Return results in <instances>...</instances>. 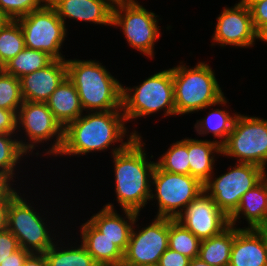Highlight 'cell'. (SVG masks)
Segmentation results:
<instances>
[{"label":"cell","mask_w":267,"mask_h":266,"mask_svg":"<svg viewBox=\"0 0 267 266\" xmlns=\"http://www.w3.org/2000/svg\"><path fill=\"white\" fill-rule=\"evenodd\" d=\"M20 248L18 239L8 229L0 231V264Z\"/></svg>","instance_id":"836d02e7"},{"label":"cell","mask_w":267,"mask_h":266,"mask_svg":"<svg viewBox=\"0 0 267 266\" xmlns=\"http://www.w3.org/2000/svg\"><path fill=\"white\" fill-rule=\"evenodd\" d=\"M126 123L123 110L86 112L64 128V141L57 156L79 157L96 151L105 152L111 145L115 146L111 151L113 155L141 136L136 130L129 135ZM115 143L120 145L116 147Z\"/></svg>","instance_id":"6da1fadb"},{"label":"cell","mask_w":267,"mask_h":266,"mask_svg":"<svg viewBox=\"0 0 267 266\" xmlns=\"http://www.w3.org/2000/svg\"><path fill=\"white\" fill-rule=\"evenodd\" d=\"M23 266H49V264L44 253H31L24 261Z\"/></svg>","instance_id":"60d3db41"},{"label":"cell","mask_w":267,"mask_h":266,"mask_svg":"<svg viewBox=\"0 0 267 266\" xmlns=\"http://www.w3.org/2000/svg\"><path fill=\"white\" fill-rule=\"evenodd\" d=\"M31 253L23 248L18 249L0 264V266H23L24 261Z\"/></svg>","instance_id":"74e56055"},{"label":"cell","mask_w":267,"mask_h":266,"mask_svg":"<svg viewBox=\"0 0 267 266\" xmlns=\"http://www.w3.org/2000/svg\"><path fill=\"white\" fill-rule=\"evenodd\" d=\"M45 103L63 128L84 114L77 89L67 77Z\"/></svg>","instance_id":"7402d4cb"},{"label":"cell","mask_w":267,"mask_h":266,"mask_svg":"<svg viewBox=\"0 0 267 266\" xmlns=\"http://www.w3.org/2000/svg\"><path fill=\"white\" fill-rule=\"evenodd\" d=\"M190 258L168 248L160 257L158 266H189Z\"/></svg>","instance_id":"e575fe53"},{"label":"cell","mask_w":267,"mask_h":266,"mask_svg":"<svg viewBox=\"0 0 267 266\" xmlns=\"http://www.w3.org/2000/svg\"><path fill=\"white\" fill-rule=\"evenodd\" d=\"M137 266H158V264H142V265H137Z\"/></svg>","instance_id":"c3c4849f"},{"label":"cell","mask_w":267,"mask_h":266,"mask_svg":"<svg viewBox=\"0 0 267 266\" xmlns=\"http://www.w3.org/2000/svg\"><path fill=\"white\" fill-rule=\"evenodd\" d=\"M267 175L262 167L236 162L226 173L203 184L204 191L228 217L238 208L242 195L257 185Z\"/></svg>","instance_id":"9c48e42d"},{"label":"cell","mask_w":267,"mask_h":266,"mask_svg":"<svg viewBox=\"0 0 267 266\" xmlns=\"http://www.w3.org/2000/svg\"><path fill=\"white\" fill-rule=\"evenodd\" d=\"M54 58L40 50L24 48L5 64V72L20 79L49 65Z\"/></svg>","instance_id":"4316f807"},{"label":"cell","mask_w":267,"mask_h":266,"mask_svg":"<svg viewBox=\"0 0 267 266\" xmlns=\"http://www.w3.org/2000/svg\"><path fill=\"white\" fill-rule=\"evenodd\" d=\"M66 25L67 18L112 26L113 5L110 0H48Z\"/></svg>","instance_id":"e0dca14e"},{"label":"cell","mask_w":267,"mask_h":266,"mask_svg":"<svg viewBox=\"0 0 267 266\" xmlns=\"http://www.w3.org/2000/svg\"><path fill=\"white\" fill-rule=\"evenodd\" d=\"M229 266H267L265 234L235 227Z\"/></svg>","instance_id":"d6986e66"},{"label":"cell","mask_w":267,"mask_h":266,"mask_svg":"<svg viewBox=\"0 0 267 266\" xmlns=\"http://www.w3.org/2000/svg\"><path fill=\"white\" fill-rule=\"evenodd\" d=\"M158 17L137 0H126L113 5L112 27H120L130 47L154 59V45L162 35Z\"/></svg>","instance_id":"52a82bcc"},{"label":"cell","mask_w":267,"mask_h":266,"mask_svg":"<svg viewBox=\"0 0 267 266\" xmlns=\"http://www.w3.org/2000/svg\"><path fill=\"white\" fill-rule=\"evenodd\" d=\"M16 117L17 133H22V129L27 137L24 136L25 142L22 139H18L19 145L27 155H32L39 143L49 142L54 138L56 140L53 139V143L51 141L50 147L45 149L44 153L48 156L54 155V157H57L64 141V128L55 119L45 102L23 100Z\"/></svg>","instance_id":"8992f818"},{"label":"cell","mask_w":267,"mask_h":266,"mask_svg":"<svg viewBox=\"0 0 267 266\" xmlns=\"http://www.w3.org/2000/svg\"><path fill=\"white\" fill-rule=\"evenodd\" d=\"M5 72V63L0 58V74Z\"/></svg>","instance_id":"7dc6e473"},{"label":"cell","mask_w":267,"mask_h":266,"mask_svg":"<svg viewBox=\"0 0 267 266\" xmlns=\"http://www.w3.org/2000/svg\"><path fill=\"white\" fill-rule=\"evenodd\" d=\"M11 19L7 17L0 9V28L3 27Z\"/></svg>","instance_id":"ee69618b"},{"label":"cell","mask_w":267,"mask_h":266,"mask_svg":"<svg viewBox=\"0 0 267 266\" xmlns=\"http://www.w3.org/2000/svg\"><path fill=\"white\" fill-rule=\"evenodd\" d=\"M151 186L154 188L151 187L150 200H157L159 207L156 217L172 219L177 218L184 208L204 191L203 184L197 178L166 172L157 165L153 170Z\"/></svg>","instance_id":"30bf717a"},{"label":"cell","mask_w":267,"mask_h":266,"mask_svg":"<svg viewBox=\"0 0 267 266\" xmlns=\"http://www.w3.org/2000/svg\"><path fill=\"white\" fill-rule=\"evenodd\" d=\"M266 254H267V234H265Z\"/></svg>","instance_id":"f907efd6"},{"label":"cell","mask_w":267,"mask_h":266,"mask_svg":"<svg viewBox=\"0 0 267 266\" xmlns=\"http://www.w3.org/2000/svg\"><path fill=\"white\" fill-rule=\"evenodd\" d=\"M67 78L86 112L122 110L123 85L98 60H66Z\"/></svg>","instance_id":"3957f363"},{"label":"cell","mask_w":267,"mask_h":266,"mask_svg":"<svg viewBox=\"0 0 267 266\" xmlns=\"http://www.w3.org/2000/svg\"><path fill=\"white\" fill-rule=\"evenodd\" d=\"M267 214V175L253 188L242 195L238 208L229 216V223L237 227L239 218L246 219L247 227L243 229H258ZM243 215V217H242Z\"/></svg>","instance_id":"ffe728a7"},{"label":"cell","mask_w":267,"mask_h":266,"mask_svg":"<svg viewBox=\"0 0 267 266\" xmlns=\"http://www.w3.org/2000/svg\"><path fill=\"white\" fill-rule=\"evenodd\" d=\"M142 140V136H137L123 150L111 155L116 201L122 210L139 214L150 201L151 179L156 166V161L148 159Z\"/></svg>","instance_id":"7a4b0ae2"},{"label":"cell","mask_w":267,"mask_h":266,"mask_svg":"<svg viewBox=\"0 0 267 266\" xmlns=\"http://www.w3.org/2000/svg\"><path fill=\"white\" fill-rule=\"evenodd\" d=\"M211 111V112H210ZM208 115L195 123V131L199 135L212 133L214 142L222 146L228 139L229 133L232 131L234 121L239 113H231L227 110L217 109L210 110ZM218 138V140H215Z\"/></svg>","instance_id":"d4e9b609"},{"label":"cell","mask_w":267,"mask_h":266,"mask_svg":"<svg viewBox=\"0 0 267 266\" xmlns=\"http://www.w3.org/2000/svg\"><path fill=\"white\" fill-rule=\"evenodd\" d=\"M25 48L24 36L17 20L0 28V58L6 64Z\"/></svg>","instance_id":"4dcf8cb0"},{"label":"cell","mask_w":267,"mask_h":266,"mask_svg":"<svg viewBox=\"0 0 267 266\" xmlns=\"http://www.w3.org/2000/svg\"><path fill=\"white\" fill-rule=\"evenodd\" d=\"M175 219L200 241L220 234L230 225L229 217L205 191L193 199Z\"/></svg>","instance_id":"9a60e30c"},{"label":"cell","mask_w":267,"mask_h":266,"mask_svg":"<svg viewBox=\"0 0 267 266\" xmlns=\"http://www.w3.org/2000/svg\"><path fill=\"white\" fill-rule=\"evenodd\" d=\"M122 110L126 121L160 113L176 116L172 68L156 72L138 86L124 87Z\"/></svg>","instance_id":"5b68a950"},{"label":"cell","mask_w":267,"mask_h":266,"mask_svg":"<svg viewBox=\"0 0 267 266\" xmlns=\"http://www.w3.org/2000/svg\"><path fill=\"white\" fill-rule=\"evenodd\" d=\"M215 155H222L217 142L188 138L190 175L204 184L214 173Z\"/></svg>","instance_id":"603a6c76"},{"label":"cell","mask_w":267,"mask_h":266,"mask_svg":"<svg viewBox=\"0 0 267 266\" xmlns=\"http://www.w3.org/2000/svg\"><path fill=\"white\" fill-rule=\"evenodd\" d=\"M16 118L13 111L0 108V133L17 134Z\"/></svg>","instance_id":"8d00e7d4"},{"label":"cell","mask_w":267,"mask_h":266,"mask_svg":"<svg viewBox=\"0 0 267 266\" xmlns=\"http://www.w3.org/2000/svg\"><path fill=\"white\" fill-rule=\"evenodd\" d=\"M263 0H240V2L250 8L254 3L261 2Z\"/></svg>","instance_id":"f6af8a7d"},{"label":"cell","mask_w":267,"mask_h":266,"mask_svg":"<svg viewBox=\"0 0 267 266\" xmlns=\"http://www.w3.org/2000/svg\"><path fill=\"white\" fill-rule=\"evenodd\" d=\"M22 103L20 79L6 72L0 74V108L17 115Z\"/></svg>","instance_id":"1f68e13d"},{"label":"cell","mask_w":267,"mask_h":266,"mask_svg":"<svg viewBox=\"0 0 267 266\" xmlns=\"http://www.w3.org/2000/svg\"><path fill=\"white\" fill-rule=\"evenodd\" d=\"M235 227L229 225L220 234L202 240L198 258L211 266H229Z\"/></svg>","instance_id":"cb8c5ba5"},{"label":"cell","mask_w":267,"mask_h":266,"mask_svg":"<svg viewBox=\"0 0 267 266\" xmlns=\"http://www.w3.org/2000/svg\"><path fill=\"white\" fill-rule=\"evenodd\" d=\"M112 3H119V2H122V1H126V0H110Z\"/></svg>","instance_id":"681fc988"},{"label":"cell","mask_w":267,"mask_h":266,"mask_svg":"<svg viewBox=\"0 0 267 266\" xmlns=\"http://www.w3.org/2000/svg\"><path fill=\"white\" fill-rule=\"evenodd\" d=\"M222 155L237 162L267 167V119L238 114L227 141L221 146Z\"/></svg>","instance_id":"ba28073f"},{"label":"cell","mask_w":267,"mask_h":266,"mask_svg":"<svg viewBox=\"0 0 267 266\" xmlns=\"http://www.w3.org/2000/svg\"><path fill=\"white\" fill-rule=\"evenodd\" d=\"M200 240L176 219L169 218V246L191 260L198 258Z\"/></svg>","instance_id":"83f0119b"},{"label":"cell","mask_w":267,"mask_h":266,"mask_svg":"<svg viewBox=\"0 0 267 266\" xmlns=\"http://www.w3.org/2000/svg\"><path fill=\"white\" fill-rule=\"evenodd\" d=\"M114 204L107 203L88 220L101 234L107 237L123 253L127 250L131 231L139 213L123 210L125 217L117 213ZM128 219V220H127Z\"/></svg>","instance_id":"ac0fdd59"},{"label":"cell","mask_w":267,"mask_h":266,"mask_svg":"<svg viewBox=\"0 0 267 266\" xmlns=\"http://www.w3.org/2000/svg\"><path fill=\"white\" fill-rule=\"evenodd\" d=\"M21 26L25 47L48 53L54 59L65 60L61 53L67 25L48 1L38 10L16 19Z\"/></svg>","instance_id":"8fae6325"},{"label":"cell","mask_w":267,"mask_h":266,"mask_svg":"<svg viewBox=\"0 0 267 266\" xmlns=\"http://www.w3.org/2000/svg\"><path fill=\"white\" fill-rule=\"evenodd\" d=\"M216 19L211 46H215V43L223 48L228 45L241 48L254 46L257 31L253 25L250 9L246 5L239 1L231 8L224 7Z\"/></svg>","instance_id":"5bb4252c"},{"label":"cell","mask_w":267,"mask_h":266,"mask_svg":"<svg viewBox=\"0 0 267 266\" xmlns=\"http://www.w3.org/2000/svg\"><path fill=\"white\" fill-rule=\"evenodd\" d=\"M22 196L24 194L18 193L9 204L7 229L24 250L32 254L45 253L57 239L52 237L54 234L50 232L46 218H42L41 213L32 207L34 205Z\"/></svg>","instance_id":"7c38bea8"},{"label":"cell","mask_w":267,"mask_h":266,"mask_svg":"<svg viewBox=\"0 0 267 266\" xmlns=\"http://www.w3.org/2000/svg\"><path fill=\"white\" fill-rule=\"evenodd\" d=\"M16 135L19 134L0 133V174H5L13 180L16 179L14 172L23 156L27 154L19 145V136L14 137Z\"/></svg>","instance_id":"f546056e"},{"label":"cell","mask_w":267,"mask_h":266,"mask_svg":"<svg viewBox=\"0 0 267 266\" xmlns=\"http://www.w3.org/2000/svg\"><path fill=\"white\" fill-rule=\"evenodd\" d=\"M170 145L168 150L160 156L156 165L166 172L190 175L188 137Z\"/></svg>","instance_id":"f1b7e54d"},{"label":"cell","mask_w":267,"mask_h":266,"mask_svg":"<svg viewBox=\"0 0 267 266\" xmlns=\"http://www.w3.org/2000/svg\"><path fill=\"white\" fill-rule=\"evenodd\" d=\"M257 40L267 42V23L257 31Z\"/></svg>","instance_id":"b9f144b4"},{"label":"cell","mask_w":267,"mask_h":266,"mask_svg":"<svg viewBox=\"0 0 267 266\" xmlns=\"http://www.w3.org/2000/svg\"><path fill=\"white\" fill-rule=\"evenodd\" d=\"M138 216L131 231L122 266L158 264L162 254L169 246V218L156 217L150 225L135 230Z\"/></svg>","instance_id":"4fadbf2b"},{"label":"cell","mask_w":267,"mask_h":266,"mask_svg":"<svg viewBox=\"0 0 267 266\" xmlns=\"http://www.w3.org/2000/svg\"><path fill=\"white\" fill-rule=\"evenodd\" d=\"M48 0H0L1 11L11 20H16L40 9Z\"/></svg>","instance_id":"d6a6232c"},{"label":"cell","mask_w":267,"mask_h":266,"mask_svg":"<svg viewBox=\"0 0 267 266\" xmlns=\"http://www.w3.org/2000/svg\"><path fill=\"white\" fill-rule=\"evenodd\" d=\"M66 77V59H54L46 67L20 78L23 100L46 102Z\"/></svg>","instance_id":"2e32d148"},{"label":"cell","mask_w":267,"mask_h":266,"mask_svg":"<svg viewBox=\"0 0 267 266\" xmlns=\"http://www.w3.org/2000/svg\"><path fill=\"white\" fill-rule=\"evenodd\" d=\"M249 9L254 28L258 31L264 24L267 23V0L254 3Z\"/></svg>","instance_id":"d590c367"},{"label":"cell","mask_w":267,"mask_h":266,"mask_svg":"<svg viewBox=\"0 0 267 266\" xmlns=\"http://www.w3.org/2000/svg\"><path fill=\"white\" fill-rule=\"evenodd\" d=\"M211 68L205 62H198L191 68L180 62V65L172 68L176 115L227 104L228 100Z\"/></svg>","instance_id":"277c9868"},{"label":"cell","mask_w":267,"mask_h":266,"mask_svg":"<svg viewBox=\"0 0 267 266\" xmlns=\"http://www.w3.org/2000/svg\"><path fill=\"white\" fill-rule=\"evenodd\" d=\"M13 180L11 177L0 174V202L5 201L16 189L13 188Z\"/></svg>","instance_id":"f35d334b"},{"label":"cell","mask_w":267,"mask_h":266,"mask_svg":"<svg viewBox=\"0 0 267 266\" xmlns=\"http://www.w3.org/2000/svg\"><path fill=\"white\" fill-rule=\"evenodd\" d=\"M19 193L15 190L5 201L0 202V231L8 228V210L11 200Z\"/></svg>","instance_id":"ab89813d"},{"label":"cell","mask_w":267,"mask_h":266,"mask_svg":"<svg viewBox=\"0 0 267 266\" xmlns=\"http://www.w3.org/2000/svg\"><path fill=\"white\" fill-rule=\"evenodd\" d=\"M258 230H260L261 232H263L264 234H267V214L266 217L264 219V222L262 223V225L258 228Z\"/></svg>","instance_id":"bcb514c9"},{"label":"cell","mask_w":267,"mask_h":266,"mask_svg":"<svg viewBox=\"0 0 267 266\" xmlns=\"http://www.w3.org/2000/svg\"><path fill=\"white\" fill-rule=\"evenodd\" d=\"M59 245L56 241L44 253L49 266H99L82 244L70 248Z\"/></svg>","instance_id":"484cf974"},{"label":"cell","mask_w":267,"mask_h":266,"mask_svg":"<svg viewBox=\"0 0 267 266\" xmlns=\"http://www.w3.org/2000/svg\"><path fill=\"white\" fill-rule=\"evenodd\" d=\"M189 266H211V265L201 261L199 258H194L190 260Z\"/></svg>","instance_id":"7bdbcfd3"},{"label":"cell","mask_w":267,"mask_h":266,"mask_svg":"<svg viewBox=\"0 0 267 266\" xmlns=\"http://www.w3.org/2000/svg\"><path fill=\"white\" fill-rule=\"evenodd\" d=\"M81 244L99 266H122L124 253L88 220L80 227Z\"/></svg>","instance_id":"44dd1931"}]
</instances>
